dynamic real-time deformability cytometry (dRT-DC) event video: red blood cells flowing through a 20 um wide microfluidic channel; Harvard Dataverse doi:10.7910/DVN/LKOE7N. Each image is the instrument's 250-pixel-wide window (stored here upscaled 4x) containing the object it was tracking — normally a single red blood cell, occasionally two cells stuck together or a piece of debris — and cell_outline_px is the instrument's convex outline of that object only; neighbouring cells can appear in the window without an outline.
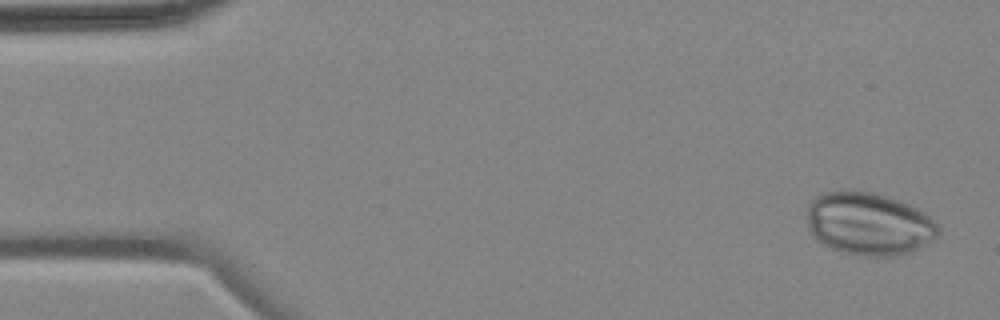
{"species": "common noctule bat (a hibernating species)", "species_latin": "Nyctalus noctula", "temperature_condition": "cold", "stored_images_in_passage": 5, "camera_frame_rate_fps": 3000, "um_per_image_px": 0.085, "animal": {"sex": "female", "body_mass_g": 18.4}, "frame": {"image": 1, "passage_image": 1, "time_ms": 0.0, "image_size_px": [1000, 320], "cell_outline_px": [[940, 236], [936, 240], [904, 256], [856, 256], [840, 252], [824, 244], [808, 228], [808, 204], [816, 196], [824, 192], [844, 188], [872, 192], [888, 196], [900, 200], [924, 212], [940, 228]], "centroid_in_image_um": [73.89, 19.02], "position_along_channel_um": 11.1, "area_um2": 48.9}}